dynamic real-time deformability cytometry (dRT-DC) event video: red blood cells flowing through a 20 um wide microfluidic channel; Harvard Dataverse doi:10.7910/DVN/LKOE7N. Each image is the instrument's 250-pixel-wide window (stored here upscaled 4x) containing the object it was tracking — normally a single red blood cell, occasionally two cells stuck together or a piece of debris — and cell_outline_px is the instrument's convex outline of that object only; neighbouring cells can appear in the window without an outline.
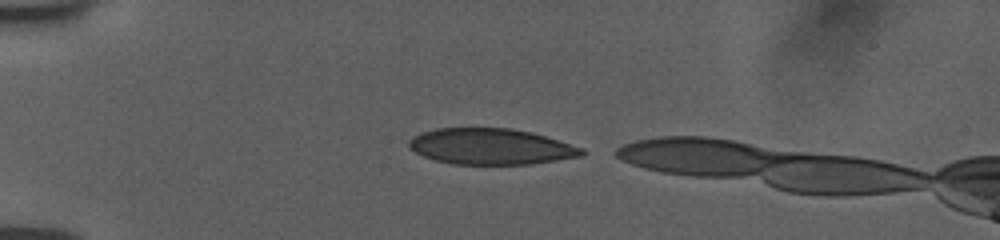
{"species": "human", "species_latin": "Homo sapiens", "temperature_condition": "room temperature", "stored_images_in_passage": 10, "camera_frame_rate_fps": 3000, "um_per_image_px": 0.085, "donor": {"sex": "female"}, "frame": {"image": 1, "passage_image": 3, "time_ms": 0.333, "image_size_px": [1000, 240], "cell_outline_px": [[584, 156], [528, 164], [452, 164], [436, 160], [424, 156], [408, 148], [408, 140], [420, 132], [436, 128], [512, 128], [532, 132], [584, 148]], "centroid_in_image_um": [41.71, 12.45], "position_along_channel_um": 43.3, "area_um2": 36.3}}